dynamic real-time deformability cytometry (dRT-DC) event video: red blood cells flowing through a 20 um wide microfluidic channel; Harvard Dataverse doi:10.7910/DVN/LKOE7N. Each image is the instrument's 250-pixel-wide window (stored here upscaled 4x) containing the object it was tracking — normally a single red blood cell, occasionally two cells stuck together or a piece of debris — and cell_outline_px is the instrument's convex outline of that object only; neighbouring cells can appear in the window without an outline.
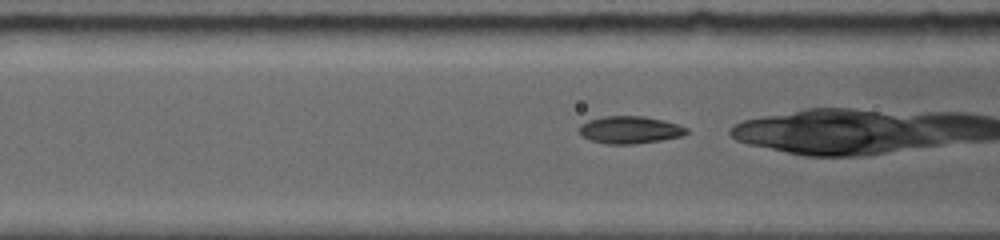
{"species": "common noctule bat (a hibernating species)", "species_latin": "Nyctalus noctula", "temperature_condition": "room temperature", "stored_images_in_passage": 51, "camera_frame_rate_fps": 5000, "um_per_image_px": 0.085, "animal": {"sex": "female", "body_mass_g": 19.0, "forearm_length_mm": 56.7}, "frame": {"image": 1, "passage_image": 5, "time_ms": 1.0, "image_size_px": [1000, 240], "cell_outline_px": [[688, 132], [680, 136], [660, 140], [636, 144], [608, 144], [588, 140], [580, 136], [576, 132], [580, 124], [588, 120], [604, 116], [644, 116], [664, 120], [688, 128]], "centroid_in_image_um": [53.45, 11.04], "position_along_channel_um": 113.1, "area_um2": 17.34}}
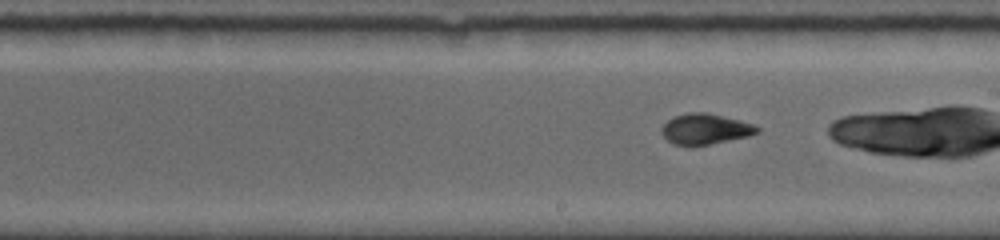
{"frame": {"image": 2, "passage_image": 22, "time_ms": 4.0, "image_size_px": [1000, 240], "cell_outline_px": [[760, 132], [748, 136], [708, 144], [672, 144], [660, 132], [660, 128], [672, 116], [688, 112], [708, 112], [740, 120], [752, 124], [760, 128]], "centroid_in_image_um": [59.93, 10.93], "position_along_channel_um": 229.1, "area_um2": 16.88}}
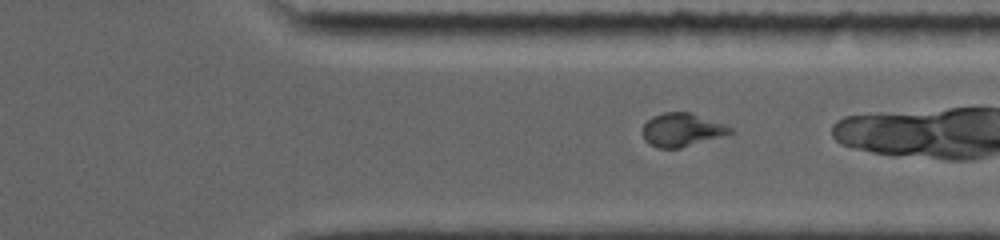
{"frame": {"image": 3, "passage_image": 41, "time_ms": 7.2, "image_size_px": [1000, 240], "cell_outline_px": [[732, 132], [720, 136], [680, 148], [656, 148], [648, 144], [644, 140], [644, 124], [652, 116], [664, 112], [692, 112], [724, 124], [732, 128]], "centroid_in_image_um": [57.92, 11.03], "position_along_channel_um": 353.5, "area_um2": 16.82}}